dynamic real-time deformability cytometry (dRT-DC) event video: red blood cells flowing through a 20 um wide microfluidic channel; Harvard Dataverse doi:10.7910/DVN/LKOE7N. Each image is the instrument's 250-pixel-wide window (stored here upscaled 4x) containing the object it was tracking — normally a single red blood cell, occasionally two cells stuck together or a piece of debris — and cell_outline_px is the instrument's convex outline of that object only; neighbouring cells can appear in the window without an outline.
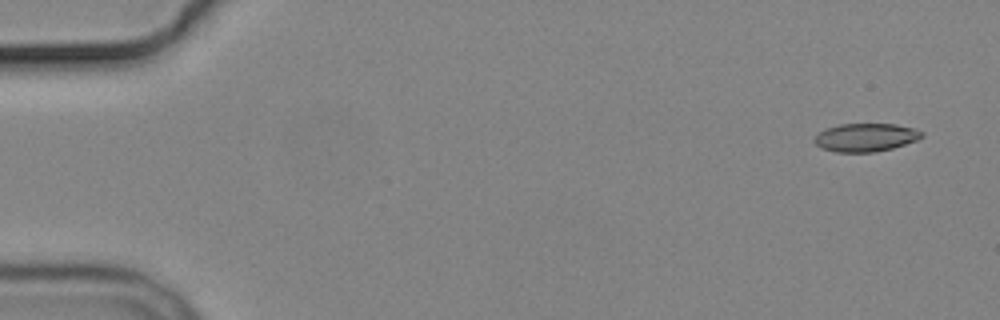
{"species": "common noctule bat (a hibernating species)", "species_latin": "Nyctalus noctula", "temperature_condition": "cold", "stored_images_in_passage": 5, "camera_frame_rate_fps": 3000, "um_per_image_px": 0.085, "animal": {"sex": "male", "body_mass_g": 19.2, "forearm_length_mm": 51.8}, "frame": {"image": 1, "passage_image": 1, "time_ms": 0.0, "image_size_px": [1000, 320], "cell_outline_px": [[924, 136], [916, 140], [892, 148], [872, 152], [836, 152], [820, 148], [812, 140], [824, 128], [840, 124], [896, 124], [912, 128], [924, 132]], "centroid_in_image_um": [73.55, 11.68], "position_along_channel_um": 11.5, "area_um2": 17.63}}
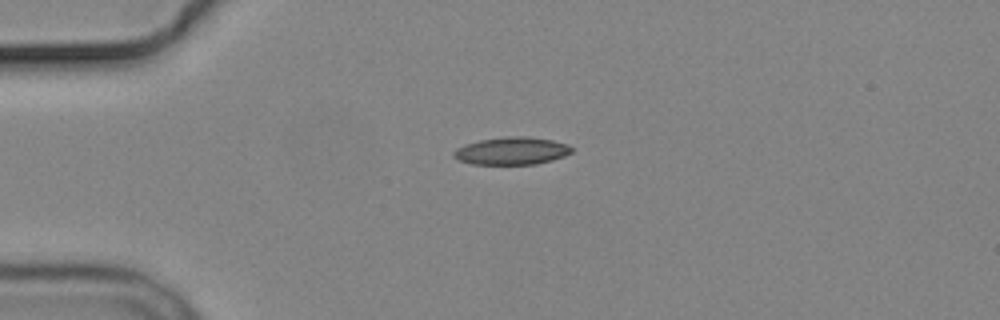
{"frame": {"image": 2, "passage_image": 4, "time_ms": 3.667, "image_size_px": [1000, 320], "cell_outline_px": [[572, 152], [564, 156], [552, 160], [536, 164], [472, 164], [460, 160], [452, 156], [452, 152], [456, 148], [464, 144], [480, 140], [504, 136], [528, 136], [552, 140], [568, 144], [572, 148]], "centroid_in_image_um": [43.48, 12.82], "position_along_channel_um": 41.5, "area_um2": 19.07}}